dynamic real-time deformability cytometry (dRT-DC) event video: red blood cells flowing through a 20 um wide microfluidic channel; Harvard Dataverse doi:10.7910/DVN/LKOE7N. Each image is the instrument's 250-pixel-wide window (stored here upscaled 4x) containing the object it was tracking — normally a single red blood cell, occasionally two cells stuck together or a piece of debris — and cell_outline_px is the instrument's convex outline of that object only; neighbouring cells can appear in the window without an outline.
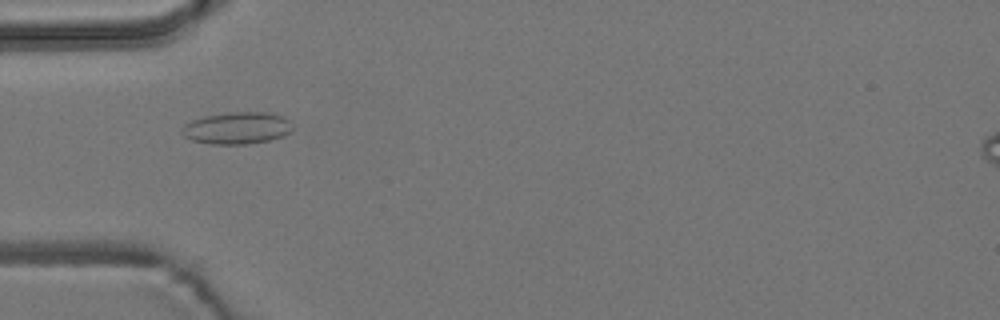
{"species": "common noctule bat (a hibernating species)", "species_latin": "Nyctalus noctula", "temperature_condition": "room temperature", "stored_images_in_passage": 3, "camera_frame_rate_fps": 3000, "um_per_image_px": 0.085, "animal": {"sex": "male", "body_mass_g": 19.2, "forearm_length_mm": 51.8}, "frame": {"image": 1, "passage_image": 1, "time_ms": 0.0, "image_size_px": [1000, 320], "cell_outline_px": [[292, 132], [284, 136], [268, 140], [248, 144], [212, 144], [192, 140], [184, 136], [180, 132], [180, 128], [184, 124], [192, 120], [204, 116], [228, 112], [268, 112], [284, 116], [288, 120], [292, 128]], "centroid_in_image_um": [20.13, 10.88], "position_along_channel_um": 64.9, "area_um2": 20.81}}
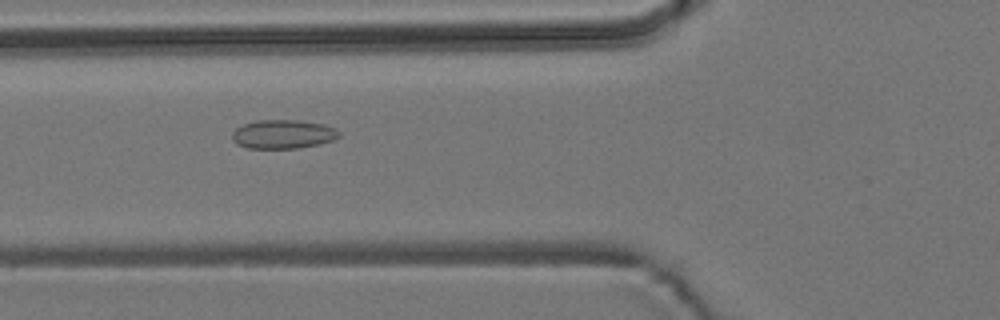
{"frame": {"image": 2, "passage_image": 2, "time_ms": 0.333, "image_size_px": [1000, 320], "cell_outline_px": [[340, 136], [336, 140], [320, 144], [300, 148], [248, 148], [236, 144], [232, 140], [232, 132], [236, 128], [244, 124], [256, 120], [296, 120], [324, 124], [336, 128], [340, 132]], "centroid_in_image_um": [24.09, 11.41], "position_along_channel_um": 101.7, "area_um2": 18.21}}
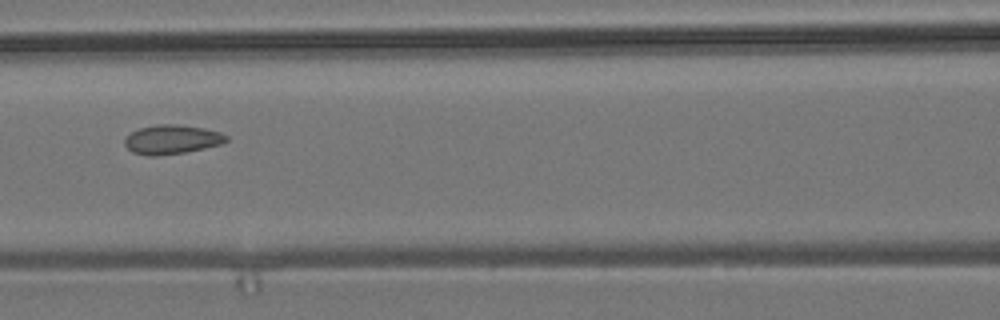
{"frame": {"image": 3, "passage_image": 3, "time_ms": 0.667, "image_size_px": [1000, 320], "cell_outline_px": [[228, 140], [220, 144], [204, 148], [184, 152], [156, 156], [148, 156], [132, 152], [124, 144], [124, 140], [132, 132], [140, 128], [156, 124], [176, 124], [204, 128], [220, 132], [228, 136]], "centroid_in_image_um": [14.6, 11.85], "position_along_channel_um": 152.0, "area_um2": 17.17}}